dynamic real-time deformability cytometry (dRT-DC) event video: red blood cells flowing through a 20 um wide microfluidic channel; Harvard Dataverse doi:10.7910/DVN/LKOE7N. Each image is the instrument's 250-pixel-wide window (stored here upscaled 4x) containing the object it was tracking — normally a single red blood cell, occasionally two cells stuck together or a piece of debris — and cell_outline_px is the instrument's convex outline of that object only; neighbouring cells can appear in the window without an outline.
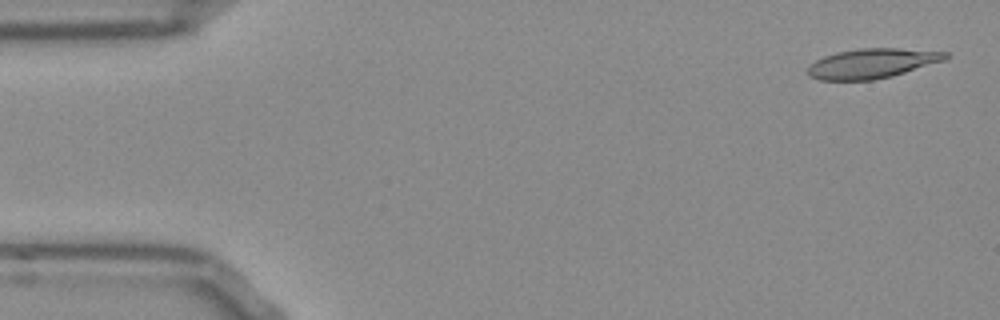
{"species": "Egyptian fruit bat (a non-hibernating species)", "species_latin": "Rousettus aegyptiacus", "temperature_condition": "room temperature", "stored_images_in_passage": 15, "camera_frame_rate_fps": 3000, "um_per_image_px": 0.085, "frame": {"image": 1, "passage_image": 2, "time_ms": 0.333, "image_size_px": [1000, 320], "cell_outline_px": [[948, 56], [944, 60], [892, 76], [872, 80], [820, 80], [808, 76], [808, 64], [824, 56], [836, 52], [860, 48], [896, 48], [948, 52]], "centroid_in_image_um": [74.07, 5.39], "position_along_channel_um": 10.9, "area_um2": 23.76}}
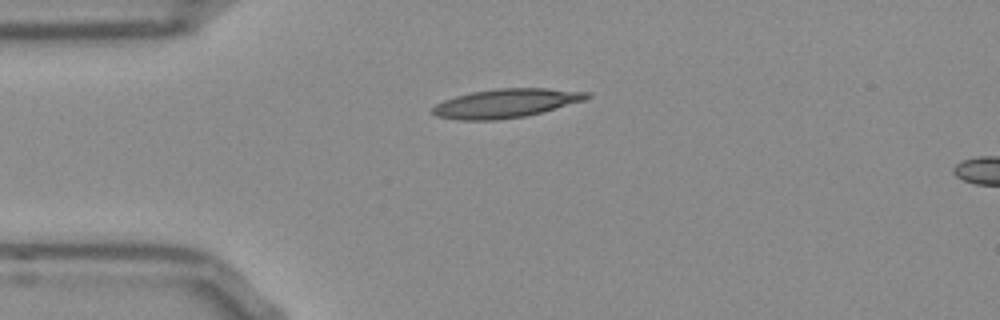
{"frame": {"image": 2, "passage_image": 12, "time_ms": 3.667, "image_size_px": [1000, 320], "cell_outline_px": [[592, 96], [584, 100], [544, 112], [524, 116], [496, 120], [456, 120], [436, 116], [428, 112], [436, 104], [444, 100], [456, 96], [472, 92], [496, 88], [548, 88], [592, 92]], "centroid_in_image_um": [43.0, 8.78], "position_along_channel_um": 42.0, "area_um2": 26.18}}